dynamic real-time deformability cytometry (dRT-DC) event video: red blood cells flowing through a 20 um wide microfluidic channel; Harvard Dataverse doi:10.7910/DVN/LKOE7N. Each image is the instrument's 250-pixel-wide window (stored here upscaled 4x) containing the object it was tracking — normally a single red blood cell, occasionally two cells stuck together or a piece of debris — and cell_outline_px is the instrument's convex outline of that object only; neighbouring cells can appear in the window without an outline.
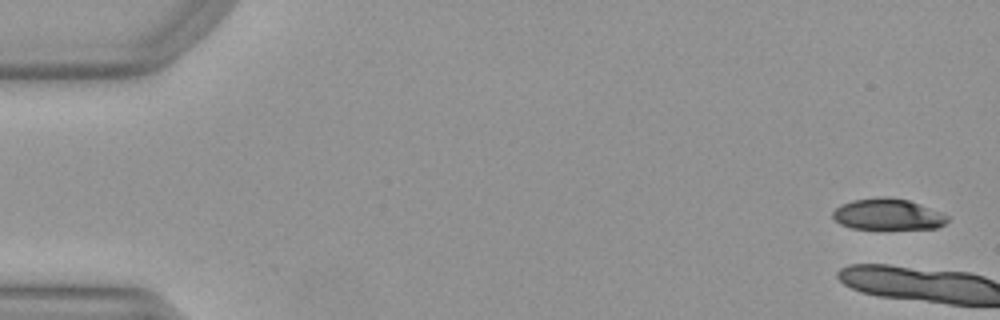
{"species": "Egyptian fruit bat (a non-hibernating species)", "species_latin": "Rousettus aegyptiacus", "temperature_condition": "warm", "stored_images_in_passage": 5, "camera_frame_rate_fps": 3000, "um_per_image_px": 0.085, "animal": {"sex": "female"}, "frame": {"image": 1, "passage_image": 2, "time_ms": 0.333, "image_size_px": [1000, 320], "cell_outline_px": [[948, 220], [944, 224], [936, 228], [852, 228], [840, 224], [832, 216], [832, 212], [840, 204], [852, 200], [880, 196], [888, 196], [908, 200], [920, 204], [940, 212], [948, 216]], "centroid_in_image_um": [75.43, 18.2], "position_along_channel_um": 9.6, "area_um2": 20.69}}